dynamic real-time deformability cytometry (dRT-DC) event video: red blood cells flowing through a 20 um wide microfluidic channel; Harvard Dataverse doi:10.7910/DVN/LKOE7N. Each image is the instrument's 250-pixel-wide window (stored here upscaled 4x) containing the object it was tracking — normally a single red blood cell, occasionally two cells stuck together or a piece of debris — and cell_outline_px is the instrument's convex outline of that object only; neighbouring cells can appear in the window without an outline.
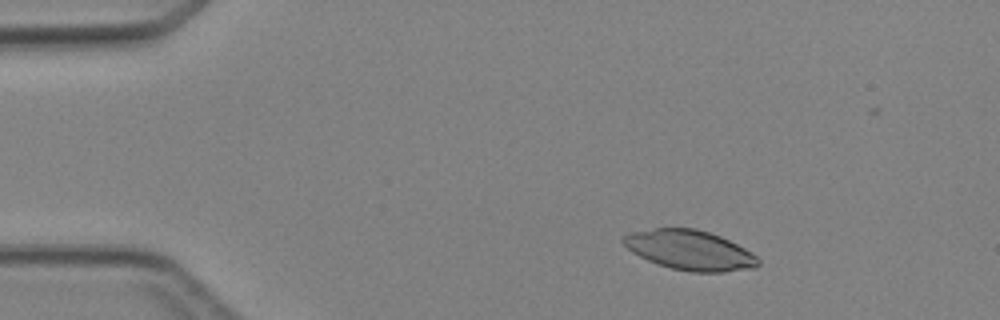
{"species": "Egyptian fruit bat (a non-hibernating species)", "species_latin": "Rousettus aegyptiacus", "temperature_condition": "cold", "stored_images_in_passage": 5, "camera_frame_rate_fps": 3000, "um_per_image_px": 0.085, "animal": {"sex": "female"}, "frame": {"image": 1, "passage_image": 2, "time_ms": 1.0, "image_size_px": [1000, 320], "cell_outline_px": [[760, 264], [756, 268], [724, 272], [692, 272], [672, 268], [648, 260], [632, 252], [620, 240], [624, 236], [632, 232], [656, 228], [696, 228], [720, 236], [744, 248], [756, 256], [760, 260]], "centroid_in_image_um": [58.66, 21.26], "position_along_channel_um": 26.3, "area_um2": 31.04}}
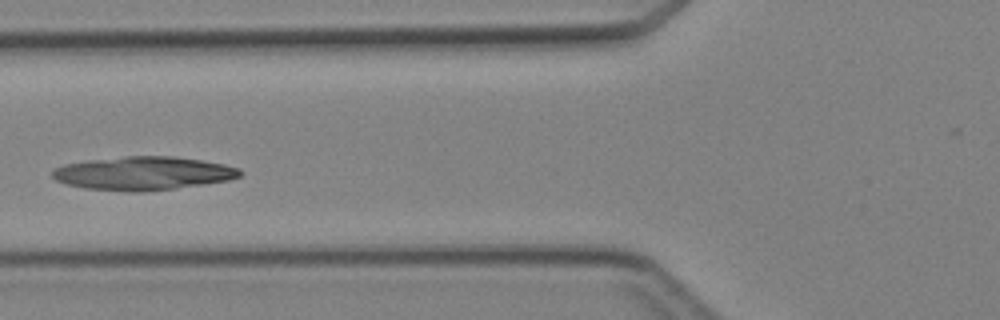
{"frame": {"image": 2, "passage_image": 5, "time_ms": 4.667, "image_size_px": [1000, 320], "cell_outline_px": [[244, 172], [240, 176], [228, 180], [176, 188], [144, 192], [132, 192], [84, 188], [68, 184], [56, 180], [52, 176], [52, 172], [56, 168], [64, 164], [88, 160], [124, 156], [172, 156], [200, 160], [224, 164], [240, 168]], "centroid_in_image_um": [12.18, 14.73], "position_along_channel_um": 113.6, "area_um2": 36.53}}